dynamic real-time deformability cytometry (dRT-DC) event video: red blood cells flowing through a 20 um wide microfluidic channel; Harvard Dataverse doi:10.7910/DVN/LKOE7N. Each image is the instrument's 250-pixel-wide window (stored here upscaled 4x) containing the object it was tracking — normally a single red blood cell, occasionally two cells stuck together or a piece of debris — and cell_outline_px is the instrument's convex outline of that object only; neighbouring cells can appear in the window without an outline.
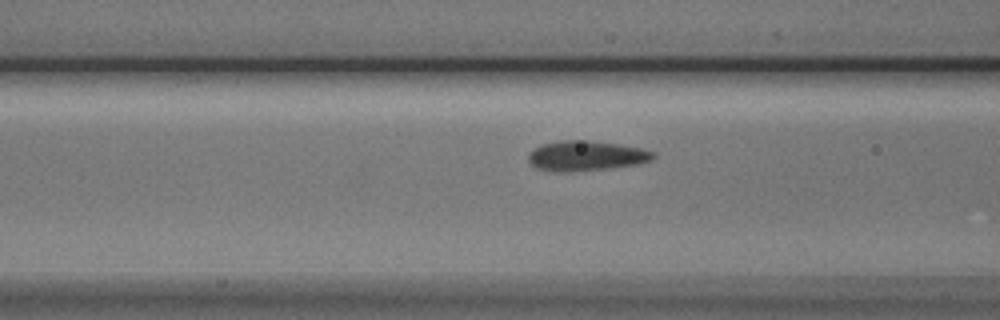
{"species": "Egyptian fruit bat (a non-hibernating species)", "species_latin": "Rousettus aegyptiacus", "temperature_condition": "cold", "stored_images_in_passage": 17, "camera_frame_rate_fps": 3000, "um_per_image_px": 0.085, "animal": {"sex": "male"}, "frame": {"image": 1, "passage_image": 15, "time_ms": 4.667, "image_size_px": [1000, 320], "cell_outline_px": [[656, 156], [652, 160], [640, 164], [612, 168], [564, 172], [552, 172], [536, 168], [528, 160], [528, 152], [544, 144], [560, 140], [588, 140], [620, 144], [640, 148], [656, 152]], "centroid_in_image_um": [49.85, 13.25], "position_along_channel_um": 116.8, "area_um2": 22.08}}